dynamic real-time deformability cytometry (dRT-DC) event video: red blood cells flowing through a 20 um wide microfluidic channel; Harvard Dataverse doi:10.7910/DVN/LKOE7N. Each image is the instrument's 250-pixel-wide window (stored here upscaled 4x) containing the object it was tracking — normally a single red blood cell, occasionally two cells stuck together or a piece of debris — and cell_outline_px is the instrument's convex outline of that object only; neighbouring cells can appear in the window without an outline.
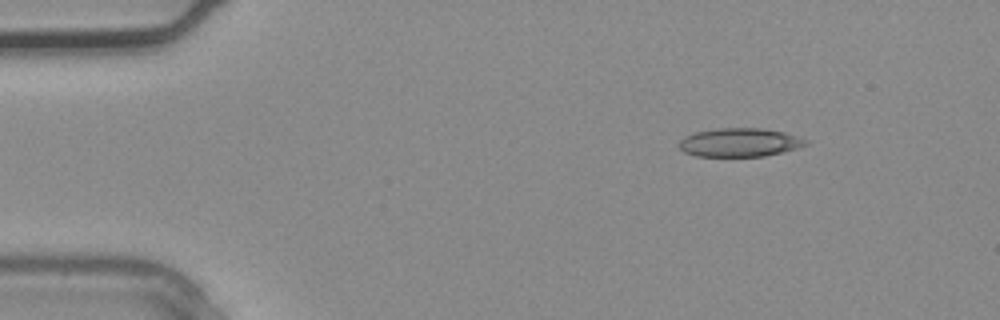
{"species": "common noctule bat (a hibernating species)", "species_latin": "Nyctalus noctula", "temperature_condition": "warm", "stored_images_in_passage": 2, "camera_frame_rate_fps": 3000, "um_per_image_px": 0.085, "animal": {"sex": "male", "body_mass_g": 20.4}, "frame": {"image": 1, "passage_image": 1, "time_ms": 0.0, "image_size_px": [1000, 320], "cell_outline_px": [[808, 144], [784, 152], [764, 156], [696, 156], [684, 152], [676, 144], [684, 136], [696, 132], [716, 128], [764, 128], [784, 132], [808, 140]], "centroid_in_image_um": [62.85, 12.1], "position_along_channel_um": 22.2, "area_um2": 21.21}}